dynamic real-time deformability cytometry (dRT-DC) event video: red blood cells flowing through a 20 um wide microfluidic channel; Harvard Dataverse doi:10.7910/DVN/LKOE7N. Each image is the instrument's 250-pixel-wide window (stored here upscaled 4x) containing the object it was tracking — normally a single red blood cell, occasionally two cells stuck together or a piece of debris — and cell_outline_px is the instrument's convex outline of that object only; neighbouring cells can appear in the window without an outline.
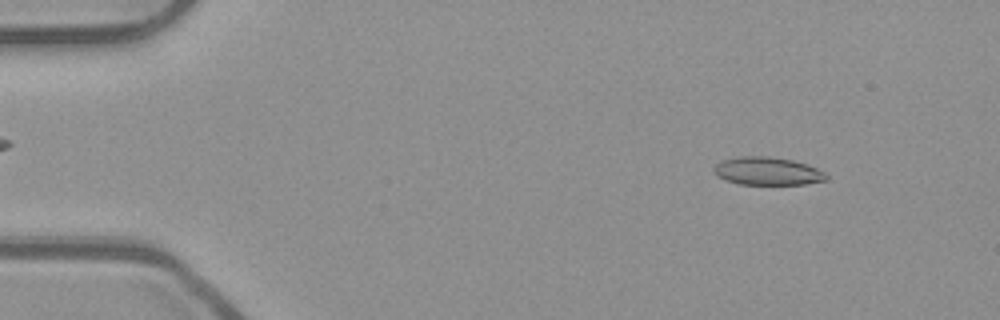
{"species": "common noctule bat (a hibernating species)", "species_latin": "Nyctalus noctula", "temperature_condition": "room temperature", "stored_images_in_passage": 52, "camera_frame_rate_fps": 3000, "um_per_image_px": 0.085, "animal": {"sex": "male", "body_mass_g": 23.1, "forearm_length_mm": 52.7}, "frame": {"image": 1, "passage_image": 6, "time_ms": 1.667, "image_size_px": [1000, 320], "cell_outline_px": [[828, 180], [804, 184], [740, 184], [724, 180], [716, 176], [716, 164], [720, 160], [740, 156], [768, 156], [792, 160], [816, 168], [824, 172], [828, 176]], "centroid_in_image_um": [65.23, 14.55], "position_along_channel_um": 19.8, "area_um2": 18.21}}
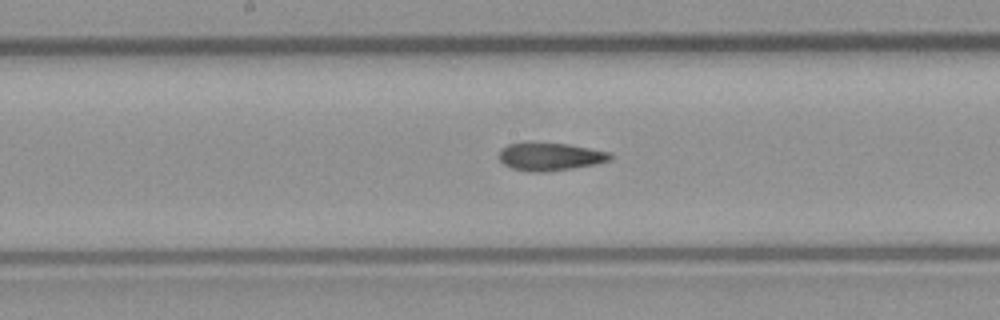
{"frame": {"image": 2, "passage_image": 27, "time_ms": 8.667, "image_size_px": [1000, 320], "cell_outline_px": [[612, 160], [596, 164], [548, 172], [532, 172], [512, 168], [504, 164], [500, 160], [500, 148], [508, 144], [568, 144], [608, 152], [612, 156]], "centroid_in_image_um": [46.78, 13.34], "position_along_channel_um": 201.4, "area_um2": 17.63}}
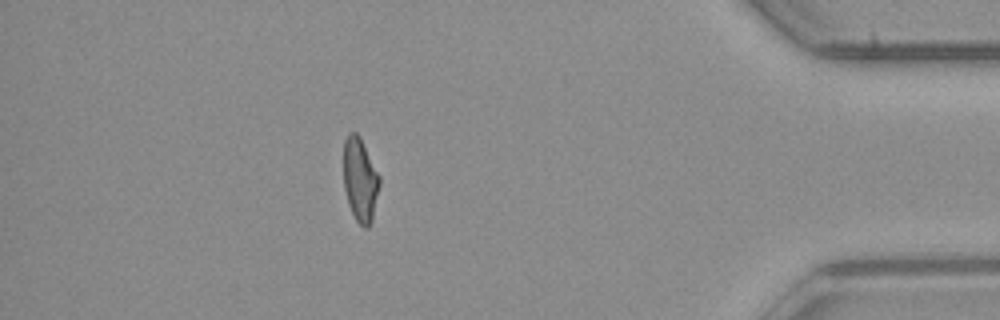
{"frame": {"image": 3, "passage_image": 46, "time_ms": 15.0, "image_size_px": [1000, 320], "cell_outline_px": [[380, 184], [372, 220], [368, 228], [364, 228], [356, 220], [348, 204], [344, 188], [344, 140], [348, 132], [356, 132], [360, 136], [380, 176]], "centroid_in_image_um": [30.61, 15.26], "position_along_channel_um": 404.6, "area_um2": 17.63}, "authors_computed_cell_mechanics": {"area_um2": 18.1781, "velocity_mm_per_s": 3.9587, "shape_relaxation_time_tau1_ms": null, "shape_relaxation_time_tau2_ms": 2.3919, "deformation_change_tau1": null, "deformation_change_tau2": 0.0942}}